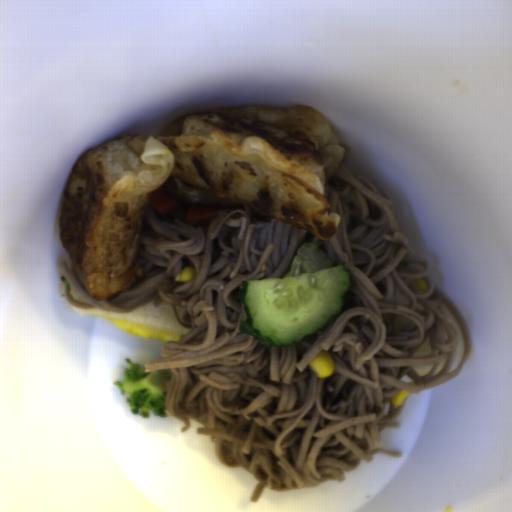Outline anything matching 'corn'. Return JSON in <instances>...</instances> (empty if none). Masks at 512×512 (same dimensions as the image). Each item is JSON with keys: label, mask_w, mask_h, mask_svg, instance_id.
<instances>
[{"label": "corn", "mask_w": 512, "mask_h": 512, "mask_svg": "<svg viewBox=\"0 0 512 512\" xmlns=\"http://www.w3.org/2000/svg\"><path fill=\"white\" fill-rule=\"evenodd\" d=\"M308 364L318 378H328L334 373V361L326 350L319 352Z\"/></svg>", "instance_id": "51d56268"}, {"label": "corn", "mask_w": 512, "mask_h": 512, "mask_svg": "<svg viewBox=\"0 0 512 512\" xmlns=\"http://www.w3.org/2000/svg\"><path fill=\"white\" fill-rule=\"evenodd\" d=\"M196 270L195 267H186L183 271L175 276L176 282H190L195 278Z\"/></svg>", "instance_id": "f1292c28"}, {"label": "corn", "mask_w": 512, "mask_h": 512, "mask_svg": "<svg viewBox=\"0 0 512 512\" xmlns=\"http://www.w3.org/2000/svg\"><path fill=\"white\" fill-rule=\"evenodd\" d=\"M410 393V391L399 389L397 394L391 397V404H393L394 406L402 405L405 402L406 397L409 396Z\"/></svg>", "instance_id": "5cfa1b94"}, {"label": "corn", "mask_w": 512, "mask_h": 512, "mask_svg": "<svg viewBox=\"0 0 512 512\" xmlns=\"http://www.w3.org/2000/svg\"><path fill=\"white\" fill-rule=\"evenodd\" d=\"M413 282L420 294H425L428 292L429 286L426 280L423 278H417L413 280Z\"/></svg>", "instance_id": "cfcad685"}]
</instances>
